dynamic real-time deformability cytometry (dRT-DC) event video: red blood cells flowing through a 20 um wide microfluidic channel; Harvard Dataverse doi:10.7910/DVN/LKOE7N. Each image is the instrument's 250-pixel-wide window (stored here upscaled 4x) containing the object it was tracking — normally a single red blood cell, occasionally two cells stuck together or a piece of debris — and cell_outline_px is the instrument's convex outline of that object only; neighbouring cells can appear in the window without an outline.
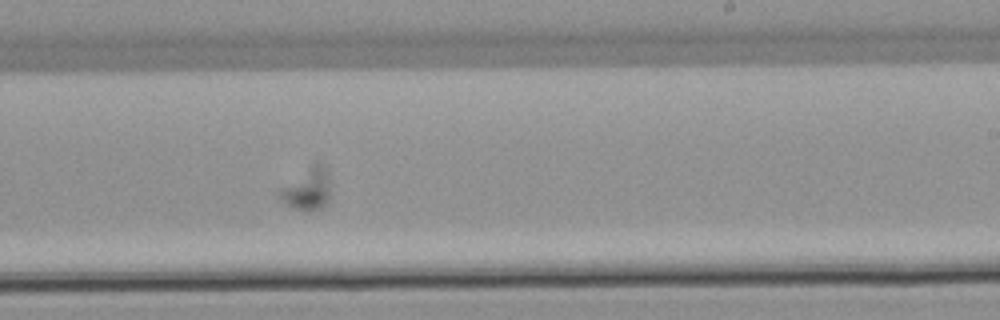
{"species": "common noctule bat (a hibernating species)", "species_latin": "Nyctalus noctula", "temperature_condition": "warm", "stored_images_in_passage": 53, "camera_frame_rate_fps": 3000, "um_per_image_px": 0.085, "animal": {"sex": "male", "body_mass_g": 21.5, "forearm_length_mm": 52.0}, "frame": {"image": 1, "passage_image": 30, "time_ms": 9.667, "image_size_px": [1000, 320], "cell_outline_px": [[328, 200], [320, 208], [308, 212], [304, 212], [292, 208], [284, 204], [280, 200], [280, 192], [312, 164], [320, 164], [324, 172], [328, 184]], "centroid_in_image_um": [26.09, 16.18], "position_along_channel_um": 262.9, "area_um2": 11.44}}
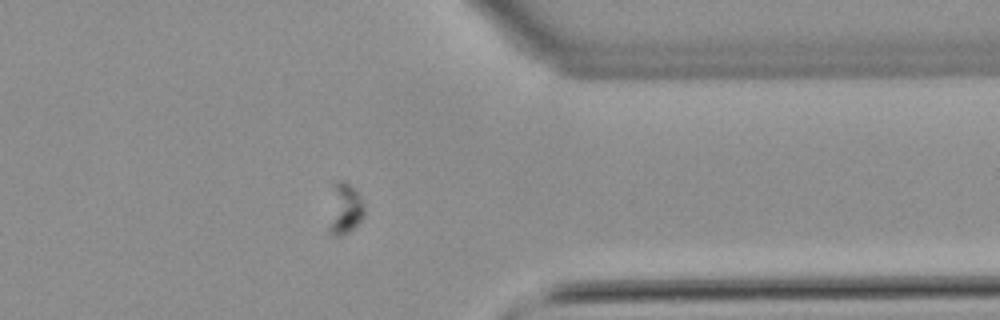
{"frame": {"image": 2, "passage_image": 41, "time_ms": 13.333, "image_size_px": [1000, 320], "cell_outline_px": [[364, 212], [360, 220], [348, 232], [336, 236], [328, 232], [332, 184], [340, 180], [348, 184], [356, 192], [364, 204]], "centroid_in_image_um": [29.26, 17.74], "position_along_channel_um": 382.1, "area_um2": 10.29}}